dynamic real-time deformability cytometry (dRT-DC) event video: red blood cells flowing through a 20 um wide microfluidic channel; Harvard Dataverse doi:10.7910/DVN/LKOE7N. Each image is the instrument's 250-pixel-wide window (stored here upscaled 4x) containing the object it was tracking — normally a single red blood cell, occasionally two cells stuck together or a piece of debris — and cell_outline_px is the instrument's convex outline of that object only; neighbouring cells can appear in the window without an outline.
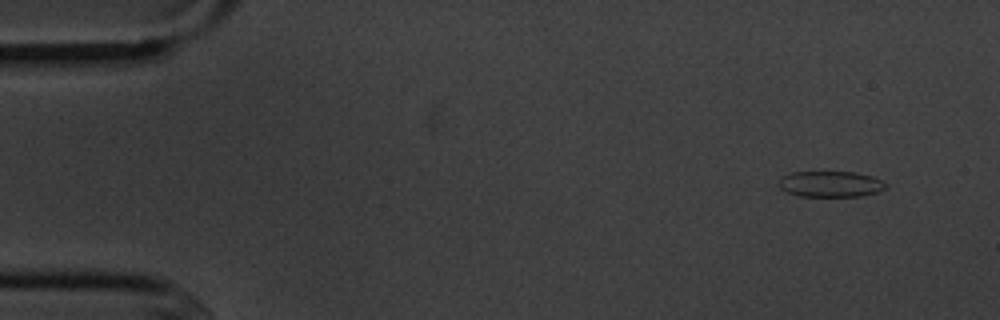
{"species": "common noctule bat (a hibernating species)", "species_latin": "Nyctalus noctula", "temperature_condition": "cold", "stored_images_in_passage": 4, "camera_frame_rate_fps": 3000, "um_per_image_px": 0.085, "animal": {"sex": "male", "body_mass_g": 20.1, "forearm_length_mm": 53.5}, "frame": {"image": 1, "passage_image": 1, "time_ms": 0.0, "image_size_px": [1000, 320], "cell_outline_px": [[888, 188], [864, 196], [800, 196], [788, 192], [780, 188], [780, 180], [784, 176], [792, 172], [856, 172], [872, 176], [888, 184]], "centroid_in_image_um": [70.66, 15.64], "position_along_channel_um": 14.3, "area_um2": 16.07}}
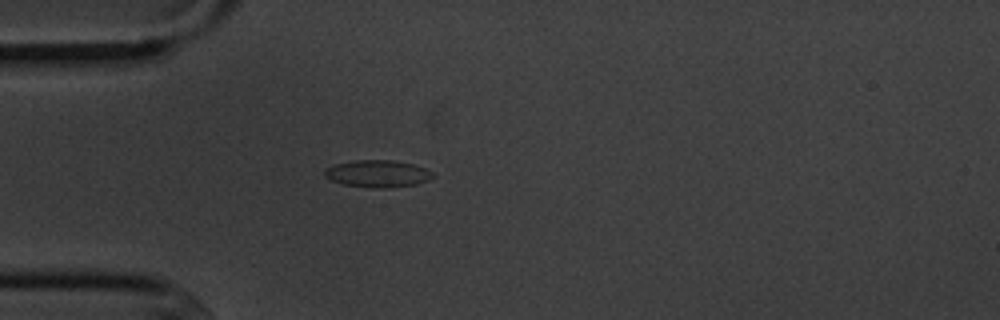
{"frame": {"image": 2, "passage_image": 4, "time_ms": 3.667, "image_size_px": [1000, 320], "cell_outline_px": [[432, 176], [428, 180], [416, 184], [388, 188], [372, 188], [344, 184], [332, 180], [324, 176], [324, 172], [328, 168], [336, 164], [356, 160], [388, 160], [412, 164], [424, 168], [432, 172]], "centroid_in_image_um": [32.09, 14.77], "position_along_channel_um": 52.9, "area_um2": 16.76}}